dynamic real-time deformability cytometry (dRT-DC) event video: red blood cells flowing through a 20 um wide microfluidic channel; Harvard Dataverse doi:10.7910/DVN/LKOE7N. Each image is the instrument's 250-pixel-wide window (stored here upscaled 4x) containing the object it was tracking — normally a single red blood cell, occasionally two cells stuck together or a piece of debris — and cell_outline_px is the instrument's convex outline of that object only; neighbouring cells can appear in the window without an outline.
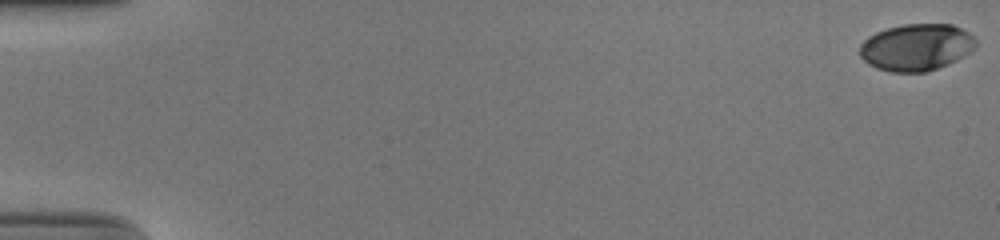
{"species": "human", "species_latin": "Homo sapiens", "temperature_condition": "cold", "stored_images_in_passage": 11, "camera_frame_rate_fps": 3000, "um_per_image_px": 0.085, "donor": {"sex": "male"}, "frame": {"image": 1, "passage_image": 1, "time_ms": 0.0, "image_size_px": [1000, 240], "cell_outline_px": [[976, 48], [964, 56], [956, 60], [928, 72], [892, 72], [876, 68], [868, 64], [860, 56], [860, 44], [868, 36], [876, 32], [888, 28], [904, 24], [952, 24], [968, 32], [976, 40]], "centroid_in_image_um": [77.89, 4.02], "position_along_channel_um": 7.1, "area_um2": 31.79}}